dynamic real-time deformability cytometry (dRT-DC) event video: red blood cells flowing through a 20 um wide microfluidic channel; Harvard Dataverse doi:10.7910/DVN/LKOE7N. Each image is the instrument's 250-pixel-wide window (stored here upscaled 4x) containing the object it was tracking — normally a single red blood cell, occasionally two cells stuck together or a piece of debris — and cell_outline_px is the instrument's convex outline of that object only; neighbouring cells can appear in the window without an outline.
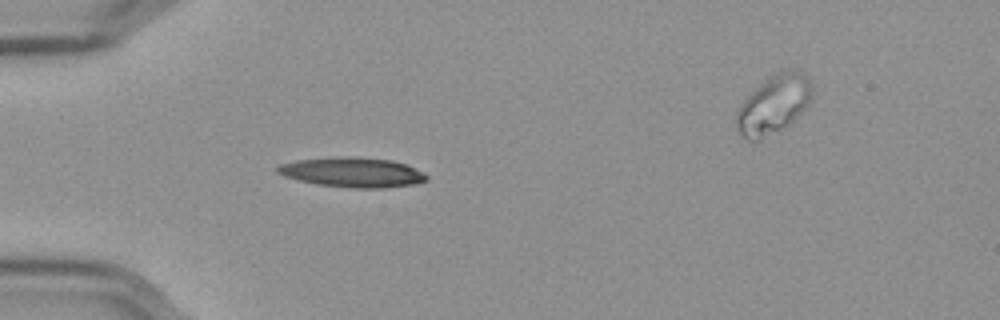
{"species": "Egyptian fruit bat (a non-hibernating species)", "species_latin": "Rousettus aegyptiacus", "temperature_condition": "cold", "stored_images_in_passage": 43, "camera_frame_rate_fps": 3000, "um_per_image_px": 0.085, "frame": {"image": 1, "passage_image": 7, "time_ms": 2.0, "image_size_px": [1000, 320], "cell_outline_px": [[428, 180], [412, 184], [380, 188], [356, 188], [320, 184], [300, 180], [276, 172], [276, 168], [280, 164], [296, 160], [336, 156], [356, 156], [392, 160], [408, 164], [424, 172], [428, 176]], "centroid_in_image_um": [30.01, 14.62], "position_along_channel_um": 55.0, "area_um2": 25.84}}
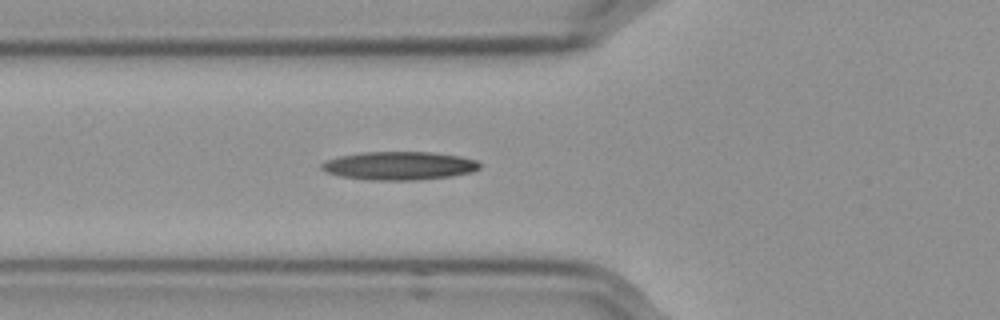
{"frame": {"image": 2, "passage_image": 11, "time_ms": 3.333, "image_size_px": [1000, 320], "cell_outline_px": [[480, 168], [472, 172], [452, 176], [416, 180], [372, 180], [340, 176], [328, 172], [320, 168], [320, 164], [328, 160], [340, 156], [360, 152], [432, 152], [460, 156], [476, 160], [480, 164]], "centroid_in_image_um": [33.95, 14.08], "position_along_channel_um": 91.8, "area_um2": 26.07}}
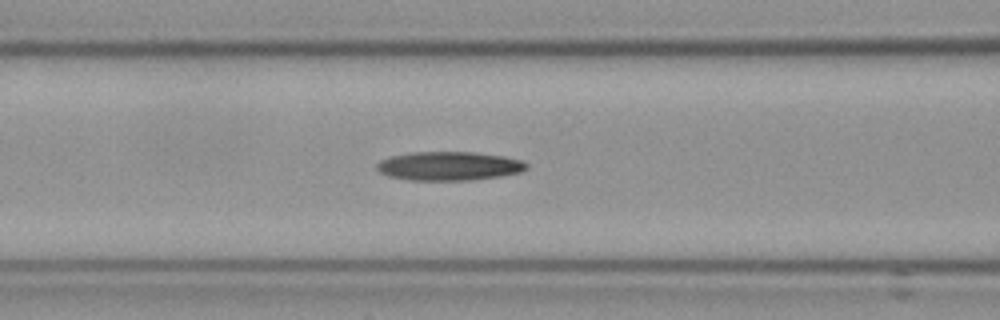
{"frame": {"image": 3, "passage_image": 14, "time_ms": 4.333, "image_size_px": [1000, 320], "cell_outline_px": [[528, 168], [520, 172], [500, 176], [472, 180], [408, 180], [388, 176], [380, 172], [376, 168], [376, 164], [380, 160], [392, 156], [412, 152], [476, 152], [504, 156], [520, 160], [528, 164]], "centroid_in_image_um": [38.16, 14.11], "position_along_channel_um": 128.4, "area_um2": 25.2}}